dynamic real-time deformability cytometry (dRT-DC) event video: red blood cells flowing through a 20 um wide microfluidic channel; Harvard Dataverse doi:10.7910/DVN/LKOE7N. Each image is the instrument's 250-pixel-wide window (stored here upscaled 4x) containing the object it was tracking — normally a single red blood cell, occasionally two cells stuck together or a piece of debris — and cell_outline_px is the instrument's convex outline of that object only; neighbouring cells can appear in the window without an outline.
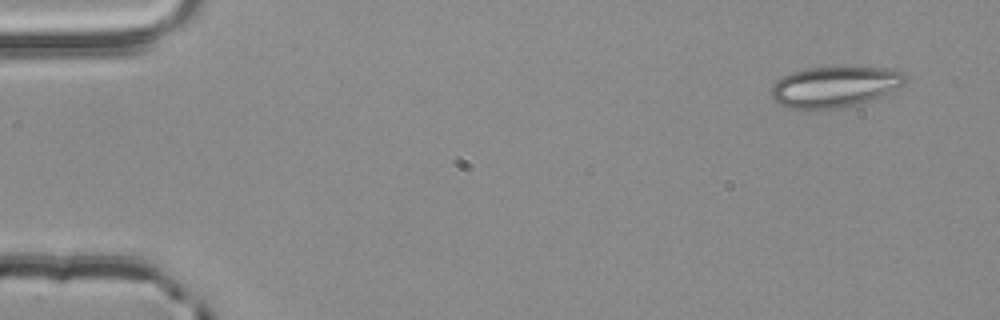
{"species": "common noctule bat (a hibernating species)", "species_latin": "Nyctalus noctula", "temperature_condition": "room temperature", "stored_images_in_passage": 50, "camera_frame_rate_fps": 3000, "um_per_image_px": 0.085, "animal": {"sex": "male", "body_mass_g": 20.4}, "frame": {"image": 1, "passage_image": 1, "time_ms": 0.0, "image_size_px": [1000, 320], "cell_outline_px": [[912, 76], [904, 84], [896, 88], [868, 100], [856, 104], [836, 108], [788, 108], [780, 104], [772, 96], [772, 84], [780, 76], [804, 68], [884, 68], [904, 72]], "centroid_in_image_um": [70.94, 7.35], "position_along_channel_um": 14.1, "area_um2": 31.33}}
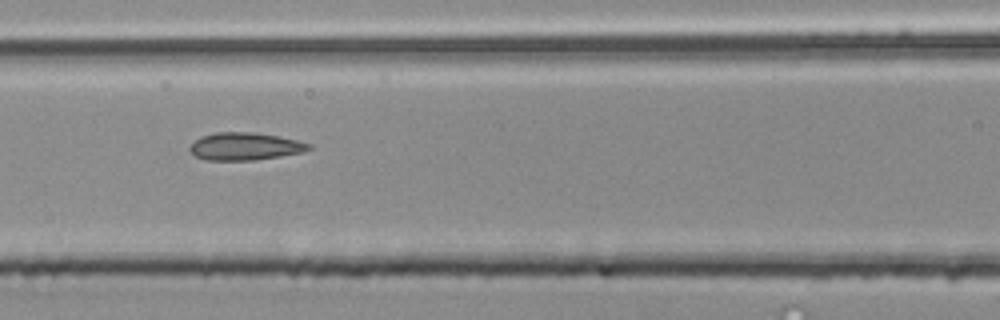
{"frame": {"image": 2, "passage_image": 21, "time_ms": 6.667, "image_size_px": [1000, 320], "cell_outline_px": [[312, 148], [300, 152], [280, 156], [252, 160], [204, 160], [196, 156], [188, 148], [200, 136], [216, 132], [252, 132], [280, 136], [312, 144]], "centroid_in_image_um": [20.81, 12.43], "position_along_channel_um": 145.8, "area_um2": 19.02}}
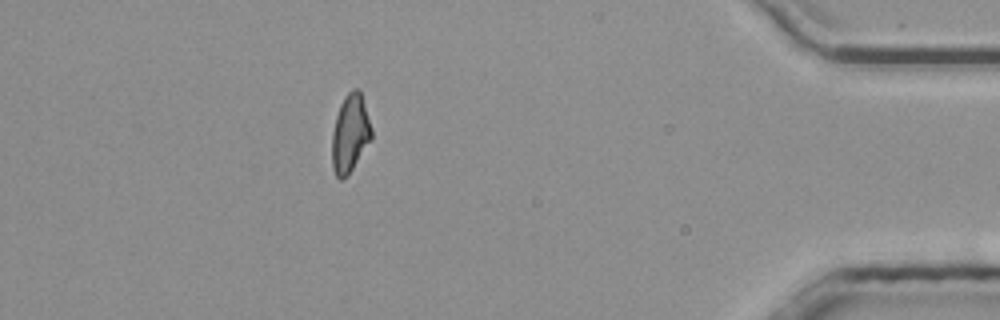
{"frame": {"image": 3, "passage_image": 45, "time_ms": 14.667, "image_size_px": [1000, 320], "cell_outline_px": [[372, 140], [348, 176], [340, 180], [336, 176], [332, 168], [332, 132], [336, 116], [340, 104], [344, 96], [352, 88], [356, 88], [360, 92], [372, 128]], "centroid_in_image_um": [29.76, 11.38], "position_along_channel_um": 405.4, "area_um2": 18.15}}